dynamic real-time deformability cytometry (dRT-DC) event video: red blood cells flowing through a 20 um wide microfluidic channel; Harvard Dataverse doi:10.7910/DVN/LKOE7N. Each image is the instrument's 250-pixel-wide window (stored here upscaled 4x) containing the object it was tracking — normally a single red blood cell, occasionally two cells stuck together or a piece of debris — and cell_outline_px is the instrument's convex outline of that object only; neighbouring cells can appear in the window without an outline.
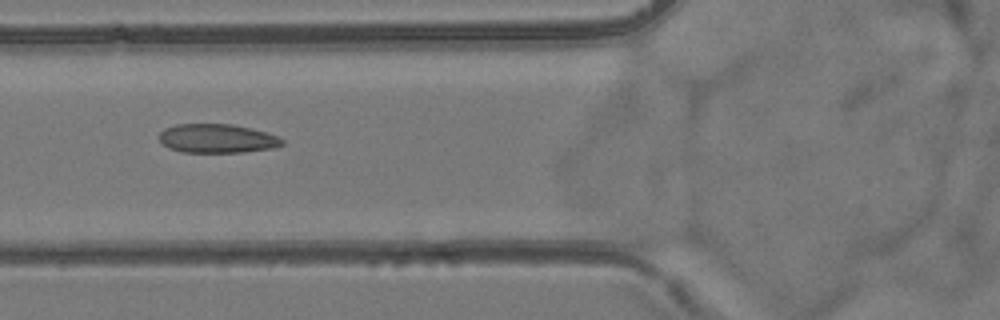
{"species": "common noctule bat (a hibernating species)", "species_latin": "Nyctalus noctula", "temperature_condition": "room temperature", "stored_images_in_passage": 57, "camera_frame_rate_fps": 3000, "um_per_image_px": 0.085, "animal": {"sex": "female", "body_mass_g": 24.6, "forearm_length_mm": 56.2}, "frame": {"image": 1, "passage_image": 21, "time_ms": 6.667, "image_size_px": [1000, 320], "cell_outline_px": [[284, 144], [272, 148], [244, 152], [184, 152], [168, 148], [160, 144], [160, 132], [164, 128], [176, 124], [232, 124], [252, 128], [276, 136], [284, 140]], "centroid_in_image_um": [18.42, 11.77], "position_along_channel_um": 107.4, "area_um2": 20.75}}
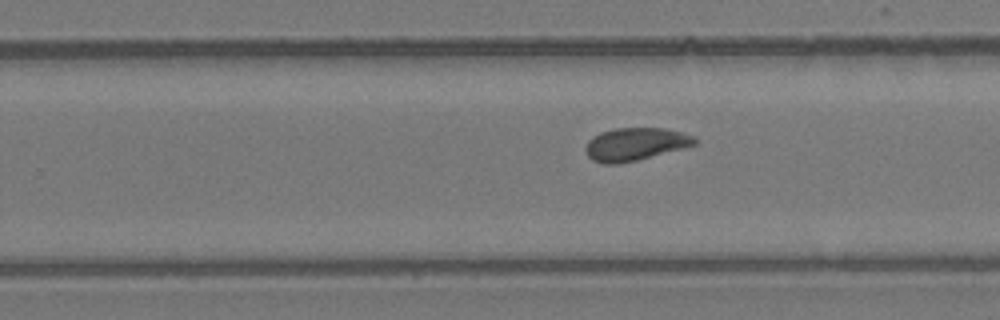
{"frame": {"image": 2, "passage_image": 35, "time_ms": 11.333, "image_size_px": [1000, 320], "cell_outline_px": [[700, 140], [696, 144], [684, 148], [636, 160], [616, 164], [604, 164], [592, 160], [588, 156], [584, 148], [588, 140], [592, 136], [600, 132], [616, 128], [664, 128], [696, 136]], "centroid_in_image_um": [54.0, 12.25], "position_along_channel_um": 275.8, "area_um2": 20.98}}
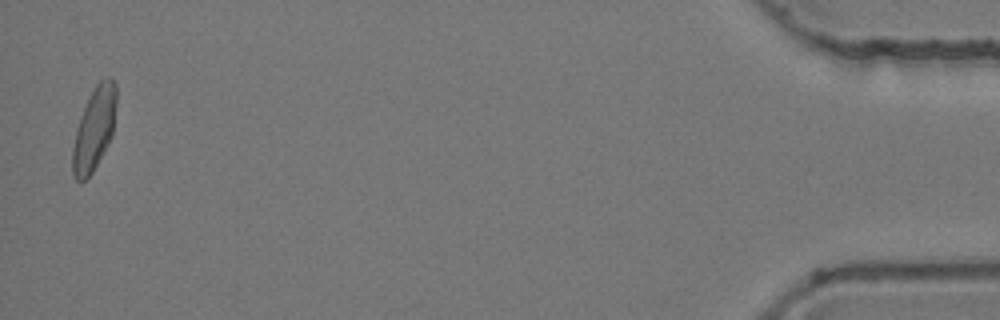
{"frame": {"image": 3, "passage_image": 56, "time_ms": 18.333, "image_size_px": [1000, 320], "cell_outline_px": [[116, 104], [112, 136], [108, 144], [92, 172], [80, 184], [76, 180], [72, 172], [72, 148], [76, 128], [84, 108], [96, 84], [104, 76], [112, 76], [116, 84]], "centroid_in_image_um": [8.01, 10.94], "position_along_channel_um": 427.2, "area_um2": 21.1}, "authors_computed_cell_mechanics": {"area_um2": 21.097, "velocity_mm_per_s": 3.6213, "shape_relaxation_time_tau1_ms": 3.3186, "shape_relaxation_time_tau2_ms": 1.8502, "deformation_change_tau1": 0.0885, "deformation_change_tau2": 0.0697}}